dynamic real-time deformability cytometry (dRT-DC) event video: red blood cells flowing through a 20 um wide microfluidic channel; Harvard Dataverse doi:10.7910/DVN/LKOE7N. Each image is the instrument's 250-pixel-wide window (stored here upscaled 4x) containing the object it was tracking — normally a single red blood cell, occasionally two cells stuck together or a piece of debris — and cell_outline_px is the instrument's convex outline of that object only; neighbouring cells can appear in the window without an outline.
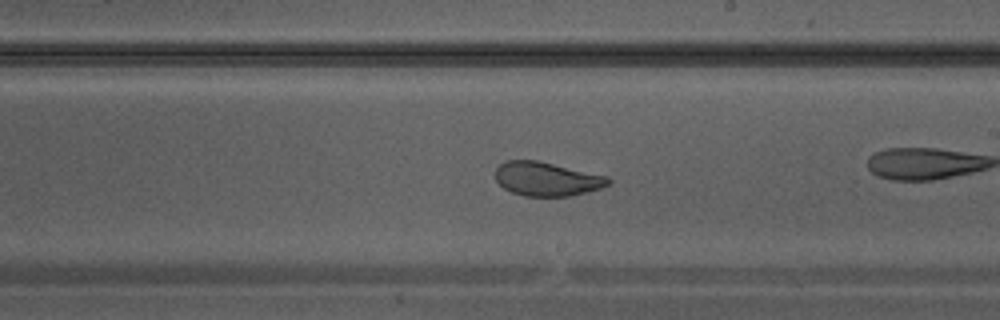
{"species": "Egyptian fruit bat (a non-hibernating species)", "species_latin": "Rousettus aegyptiacus", "temperature_condition": "warm", "stored_images_in_passage": 15, "camera_frame_rate_fps": 3000, "um_per_image_px": 0.085, "animal": {"sex": "male"}, "frame": {"image": 1, "passage_image": 11, "time_ms": 3.333, "image_size_px": [1000, 320], "cell_outline_px": [[612, 184], [600, 188], [572, 196], [524, 196], [512, 192], [504, 188], [496, 180], [496, 168], [504, 160], [540, 160], [608, 176], [612, 180]], "centroid_in_image_um": [46.51, 15.2], "position_along_channel_um": 242.5, "area_um2": 22.6}}